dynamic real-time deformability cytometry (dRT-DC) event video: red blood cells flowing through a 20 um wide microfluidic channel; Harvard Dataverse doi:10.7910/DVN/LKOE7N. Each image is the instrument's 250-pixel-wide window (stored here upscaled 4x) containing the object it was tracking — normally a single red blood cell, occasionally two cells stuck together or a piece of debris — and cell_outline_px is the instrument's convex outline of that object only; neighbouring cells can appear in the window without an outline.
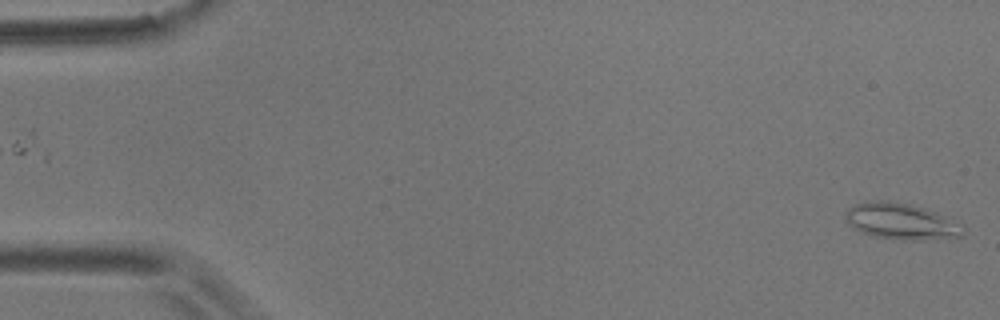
{"species": "common noctule bat (a hibernating species)", "species_latin": "Nyctalus noctula", "temperature_condition": "room temperature", "stored_images_in_passage": 56, "camera_frame_rate_fps": 3000, "um_per_image_px": 0.085, "animal": {"sex": "male", "body_mass_g": 17.9}, "frame": {"image": 1, "passage_image": 1, "time_ms": 0.0, "image_size_px": [1000, 320], "cell_outline_px": [[964, 228], [960, 236], [936, 240], [900, 240], [872, 236], [860, 232], [852, 228], [844, 220], [844, 212], [848, 208], [864, 200], [888, 200], [908, 204], [924, 208], [936, 212], [964, 224]], "centroid_in_image_um": [76.56, 18.82], "position_along_channel_um": 8.4, "area_um2": 25.43}}
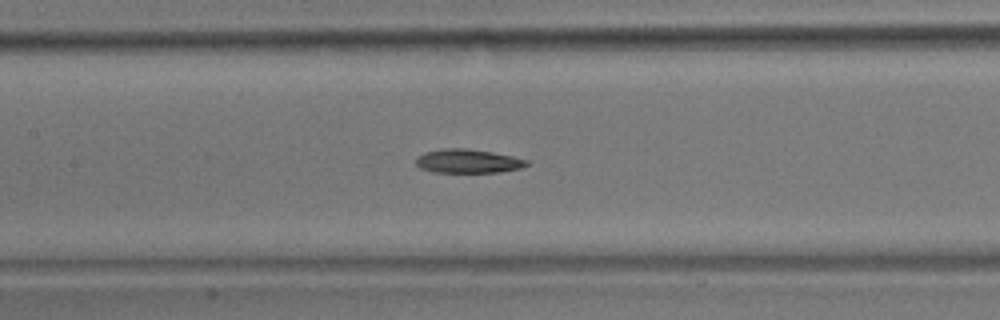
{"frame": {"image": 2, "passage_image": 26, "time_ms": 8.333, "image_size_px": [1000, 320], "cell_outline_px": [[528, 164], [520, 168], [500, 172], [432, 172], [420, 168], [416, 164], [416, 156], [424, 152], [440, 148], [468, 148], [492, 152], [512, 156], [528, 160]], "centroid_in_image_um": [39.73, 13.68], "position_along_channel_um": 167.7, "area_um2": 15.49}}
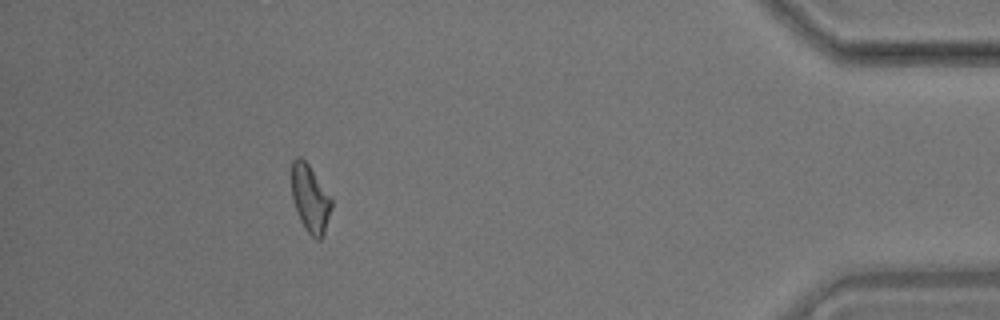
{"frame": {"image": 3, "passage_image": 51, "time_ms": 16.667, "image_size_px": [1000, 320], "cell_outline_px": [[332, 208], [324, 236], [320, 240], [316, 240], [304, 228], [296, 212], [292, 196], [292, 160], [296, 156], [300, 156], [308, 164], [332, 200]], "centroid_in_image_um": [26.36, 16.92], "position_along_channel_um": 408.8, "area_um2": 15.66}, "authors_computed_cell_mechanics": {"area_um2": 16.0684, "velocity_mm_per_s": 3.5382, "shape_relaxation_time_tau1_ms": 7.4849, "shape_relaxation_time_tau2_ms": 8.8381, "deformation_change_tau1": 0.182, "deformation_change_tau2": 0.1592}}